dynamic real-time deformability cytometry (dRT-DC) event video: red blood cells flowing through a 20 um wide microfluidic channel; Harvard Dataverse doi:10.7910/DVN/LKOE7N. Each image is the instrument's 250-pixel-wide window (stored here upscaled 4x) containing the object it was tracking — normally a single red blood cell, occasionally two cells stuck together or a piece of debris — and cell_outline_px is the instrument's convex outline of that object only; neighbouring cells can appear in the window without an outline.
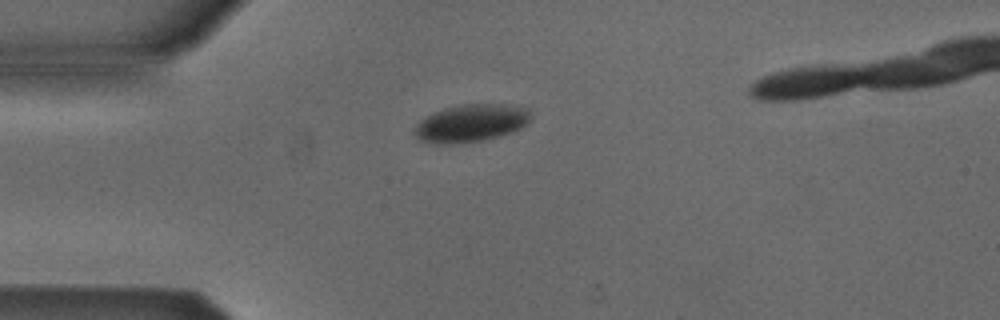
{"species": "Egyptian fruit bat (a non-hibernating species)", "species_latin": "Rousettus aegyptiacus", "temperature_condition": "cold", "stored_images_in_passage": 2, "camera_frame_rate_fps": 3000, "um_per_image_px": 0.085, "animal": {"sex": "male"}, "frame": {"image": 1, "passage_image": 1, "time_ms": 0.0, "image_size_px": [1000, 320], "cell_outline_px": [[532, 116], [520, 128], [496, 136], [480, 140], [448, 144], [436, 144], [420, 140], [412, 132], [416, 124], [420, 120], [432, 112], [444, 108], [464, 104], [512, 104], [528, 108], [532, 112]], "centroid_in_image_um": [40.0, 10.44], "position_along_channel_um": 45.0, "area_um2": 25.37}}